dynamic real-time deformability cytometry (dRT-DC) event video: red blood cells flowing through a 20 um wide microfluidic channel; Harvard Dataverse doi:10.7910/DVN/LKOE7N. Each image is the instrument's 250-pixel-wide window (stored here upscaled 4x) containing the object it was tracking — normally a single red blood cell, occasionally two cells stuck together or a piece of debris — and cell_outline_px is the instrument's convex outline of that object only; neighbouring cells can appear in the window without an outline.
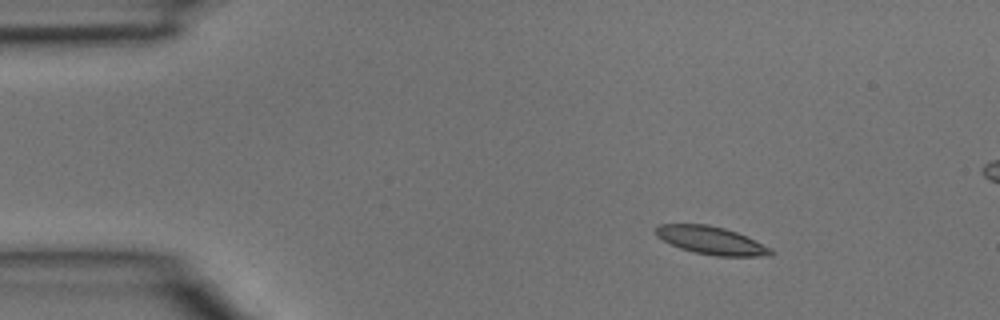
{"species": "common noctule bat (a hibernating species)", "species_latin": "Nyctalus noctula", "temperature_condition": "room temperature", "stored_images_in_passage": 4, "camera_frame_rate_fps": 3000, "um_per_image_px": 0.085, "animal": {"sex": "male", "body_mass_g": 15.6}, "frame": {"image": 1, "passage_image": 1, "time_ms": 0.0, "image_size_px": [1000, 320], "cell_outline_px": [[776, 252], [772, 256], [716, 256], [692, 252], [680, 248], [656, 236], [656, 228], [660, 224], [708, 224], [724, 228], [736, 232], [772, 248]], "centroid_in_image_um": [60.49, 20.45], "position_along_channel_um": 24.5, "area_um2": 18.67}}